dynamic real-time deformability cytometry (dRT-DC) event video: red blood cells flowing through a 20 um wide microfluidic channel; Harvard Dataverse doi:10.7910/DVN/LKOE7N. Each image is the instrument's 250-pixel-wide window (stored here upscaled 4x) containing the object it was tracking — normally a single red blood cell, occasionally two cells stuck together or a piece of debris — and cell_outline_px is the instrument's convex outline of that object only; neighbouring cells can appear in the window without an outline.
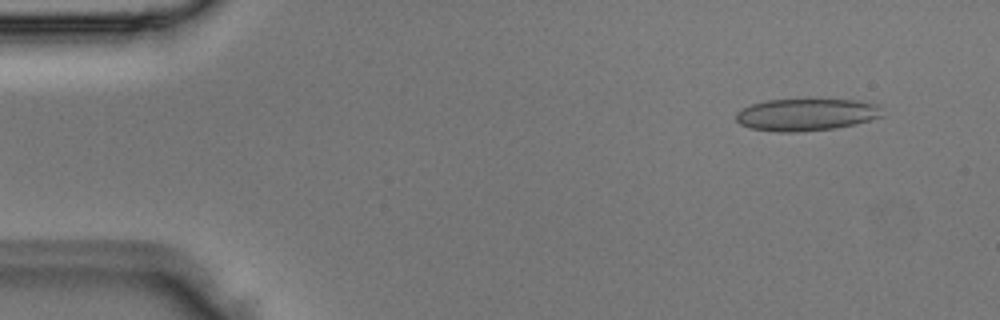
{"species": "Egyptian fruit bat (a non-hibernating species)", "species_latin": "Rousettus aegyptiacus", "temperature_condition": "room temperature", "stored_images_in_passage": 3, "camera_frame_rate_fps": 3000, "um_per_image_px": 0.085, "animal": {"sex": "male"}, "frame": {"image": 1, "passage_image": 1, "time_ms": 0.0, "image_size_px": [1000, 320], "cell_outline_px": [[884, 116], [872, 120], [856, 124], [836, 128], [796, 132], [780, 132], [752, 128], [740, 124], [736, 120], [736, 112], [752, 104], [768, 100], [852, 100], [876, 104]], "centroid_in_image_um": [68.54, 9.75], "position_along_channel_um": 16.5, "area_um2": 27.11}}